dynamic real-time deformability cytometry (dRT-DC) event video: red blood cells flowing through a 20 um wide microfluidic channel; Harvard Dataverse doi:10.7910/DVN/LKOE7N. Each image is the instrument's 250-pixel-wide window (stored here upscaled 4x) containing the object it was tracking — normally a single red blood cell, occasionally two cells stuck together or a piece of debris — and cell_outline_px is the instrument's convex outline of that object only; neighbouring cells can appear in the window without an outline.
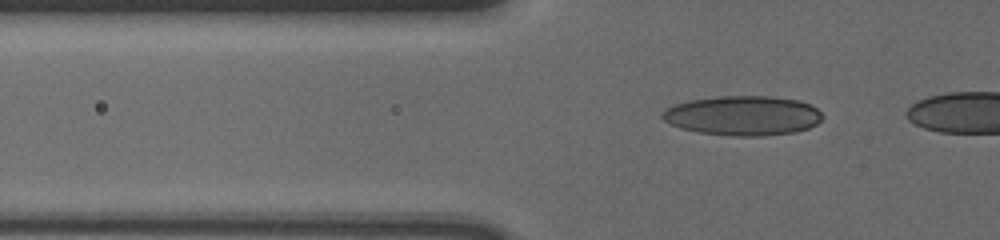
{"species": "human", "species_latin": "Homo sapiens", "temperature_condition": "cold", "stored_images_in_passage": 43, "camera_frame_rate_fps": 3000, "um_per_image_px": 0.085, "donor": {"sex": "male"}, "frame": {"image": 1, "passage_image": 11, "time_ms": 3.333, "image_size_px": [1000, 240], "cell_outline_px": [[824, 116], [816, 124], [808, 128], [796, 132], [764, 136], [732, 136], [696, 132], [680, 128], [664, 120], [660, 116], [668, 108], [676, 104], [688, 100], [716, 96], [772, 96], [800, 100], [816, 108]], "centroid_in_image_um": [63.16, 9.83], "position_along_channel_um": 62.6, "area_um2": 37.11}}
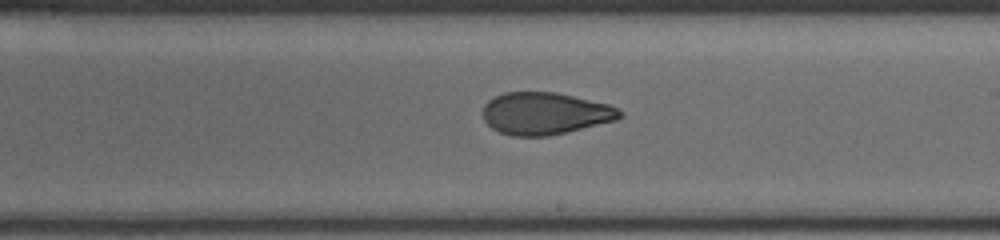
{"frame": {"image": 2, "passage_image": 27, "time_ms": 8.667, "image_size_px": [1000, 240], "cell_outline_px": [[624, 116], [616, 120], [568, 132], [548, 136], [512, 136], [500, 132], [492, 128], [484, 120], [484, 104], [488, 100], [504, 92], [556, 92], [608, 104], [624, 112]], "centroid_in_image_um": [46.34, 9.65], "position_along_channel_um": 242.7, "area_um2": 33.64}}
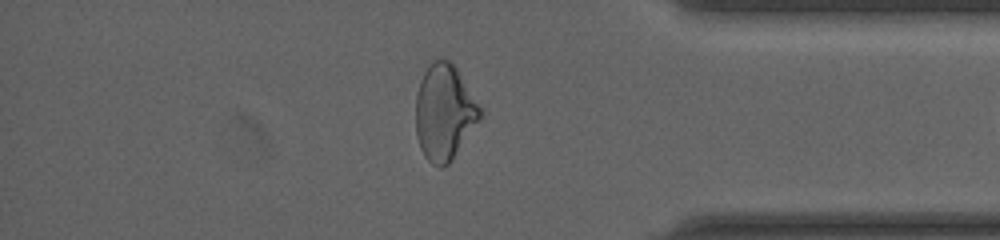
{"frame": {"image": 3, "passage_image": 41, "time_ms": 13.333, "image_size_px": [1000, 240], "cell_outline_px": [[480, 120], [452, 160], [448, 164], [440, 168], [432, 164], [424, 156], [420, 148], [416, 132], [416, 96], [420, 80], [424, 72], [432, 60], [448, 60], [456, 68], [480, 108]], "centroid_in_image_um": [37.74, 9.58], "position_along_channel_um": 397.5, "area_um2": 35.43}}